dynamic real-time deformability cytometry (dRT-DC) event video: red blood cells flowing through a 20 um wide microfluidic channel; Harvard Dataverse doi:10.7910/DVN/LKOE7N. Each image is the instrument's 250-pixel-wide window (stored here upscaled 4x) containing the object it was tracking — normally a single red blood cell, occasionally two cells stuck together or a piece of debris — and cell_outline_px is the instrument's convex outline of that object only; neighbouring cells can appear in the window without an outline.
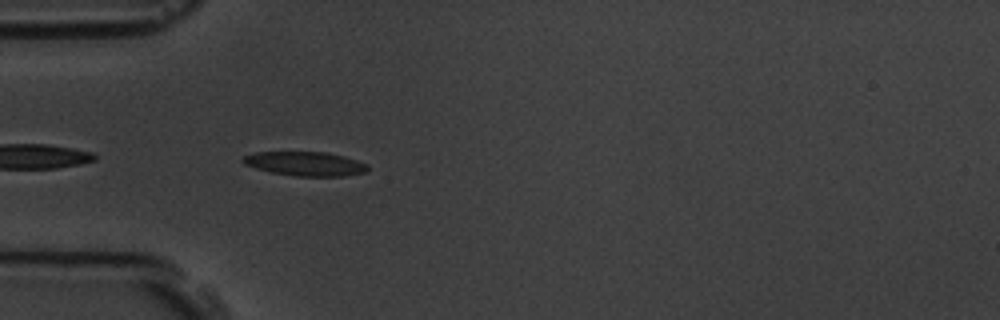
{"species": "common noctule bat (a hibernating species)", "species_latin": "Nyctalus noctula", "temperature_condition": "room temperature", "stored_images_in_passage": 4, "camera_frame_rate_fps": 3000, "um_per_image_px": 0.085, "animal": {"sex": "male", "body_mass_g": 19.5, "forearm_length_mm": 54.6}, "frame": {"image": 1, "passage_image": 4, "time_ms": 3.333, "image_size_px": [1000, 320], "cell_outline_px": [[368, 172], [344, 176], [296, 176], [268, 172], [244, 164], [240, 160], [244, 156], [256, 152], [328, 152], [344, 156], [368, 164]], "centroid_in_image_um": [25.95, 13.92], "position_along_channel_um": 59.0, "area_um2": 17.69}}